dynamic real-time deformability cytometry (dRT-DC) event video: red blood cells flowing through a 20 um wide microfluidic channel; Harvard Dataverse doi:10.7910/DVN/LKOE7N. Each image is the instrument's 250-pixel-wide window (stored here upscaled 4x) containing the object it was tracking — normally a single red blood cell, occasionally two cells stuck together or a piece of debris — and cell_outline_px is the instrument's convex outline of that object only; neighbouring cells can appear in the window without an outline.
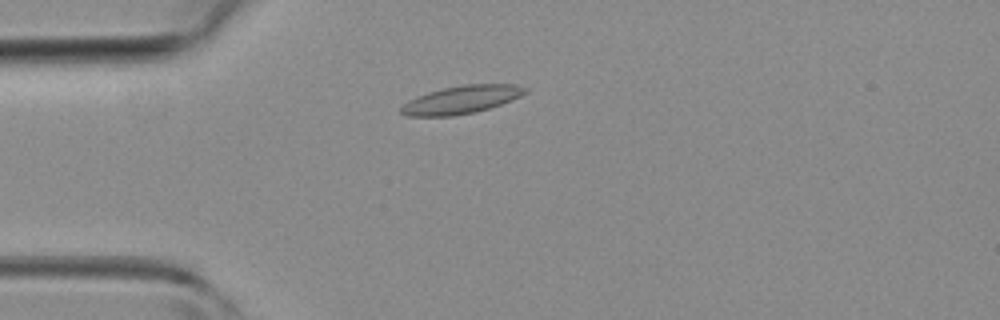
{"species": "common noctule bat (a hibernating species)", "species_latin": "Nyctalus noctula", "temperature_condition": "room temperature", "stored_images_in_passage": 35, "camera_frame_rate_fps": 3000, "um_per_image_px": 0.085, "animal": {"sex": "female", "body_mass_g": 19.3, "forearm_length_mm": 54.1}, "frame": {"image": 1, "passage_image": 3, "time_ms": 0.667, "image_size_px": [1000, 320], "cell_outline_px": [[528, 92], [520, 96], [500, 104], [476, 112], [452, 116], [408, 116], [400, 112], [400, 108], [408, 100], [428, 92], [444, 88], [464, 84], [516, 84], [528, 88]], "centroid_in_image_um": [39.23, 8.47], "position_along_channel_um": 45.8, "area_um2": 20.11}}
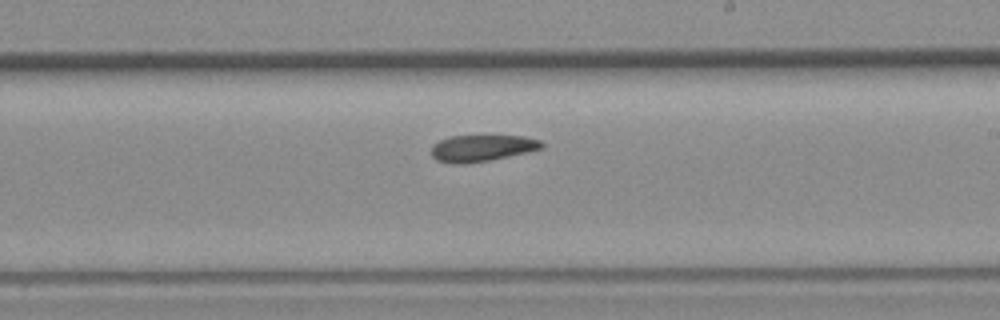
{"frame": {"image": 2, "passage_image": 17, "time_ms": 5.333, "image_size_px": [1000, 320], "cell_outline_px": [[544, 148], [488, 160], [468, 164], [452, 164], [436, 160], [432, 156], [432, 144], [448, 136], [524, 136], [540, 140], [544, 144]], "centroid_in_image_um": [40.93, 12.59], "position_along_channel_um": 248.1, "area_um2": 17.05}}
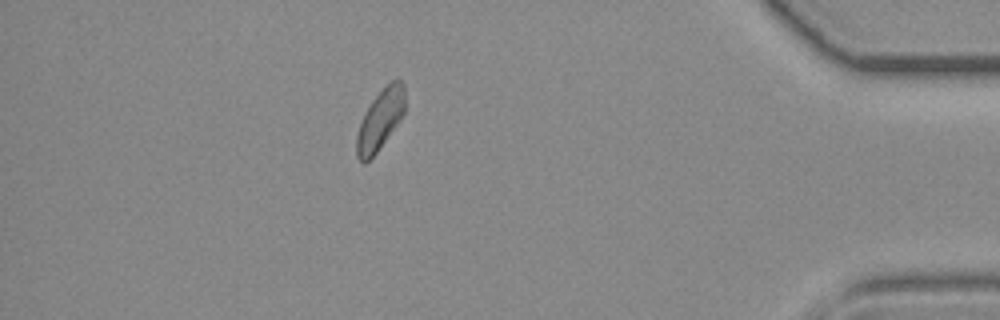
{"frame": {"image": 3, "passage_image": 30, "time_ms": 9.667, "image_size_px": [1000, 320], "cell_outline_px": [[404, 112], [400, 120], [376, 152], [364, 164], [356, 156], [356, 136], [360, 124], [372, 100], [396, 76], [400, 76], [404, 84]], "centroid_in_image_um": [32.33, 10.14], "position_along_channel_um": 402.9, "area_um2": 16.65}}